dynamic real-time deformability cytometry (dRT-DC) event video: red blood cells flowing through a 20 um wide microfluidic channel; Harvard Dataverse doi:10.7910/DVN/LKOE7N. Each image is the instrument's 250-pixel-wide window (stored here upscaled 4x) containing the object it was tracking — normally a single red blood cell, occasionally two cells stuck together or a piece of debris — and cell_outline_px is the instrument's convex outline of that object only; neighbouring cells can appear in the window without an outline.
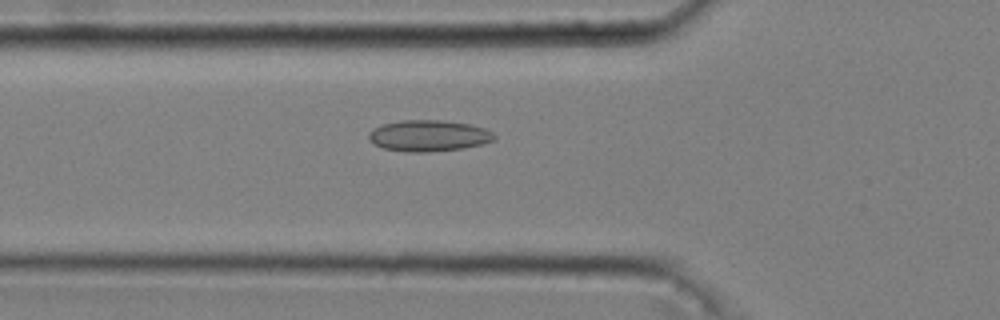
{"species": "common noctule bat (a hibernating species)", "species_latin": "Nyctalus noctula", "temperature_condition": "cold", "stored_images_in_passage": 39, "camera_frame_rate_fps": 3000, "um_per_image_px": 0.085, "animal": {"sex": "male", "body_mass_g": 20.4}, "frame": {"image": 1, "passage_image": 10, "time_ms": 3.0, "image_size_px": [1000, 320], "cell_outline_px": [[496, 140], [484, 144], [464, 148], [424, 152], [408, 152], [384, 148], [376, 144], [368, 136], [368, 132], [372, 128], [384, 124], [400, 120], [440, 120], [468, 124], [484, 128], [492, 132], [496, 136]], "centroid_in_image_um": [36.47, 11.53], "position_along_channel_um": 89.3, "area_um2": 22.77}}
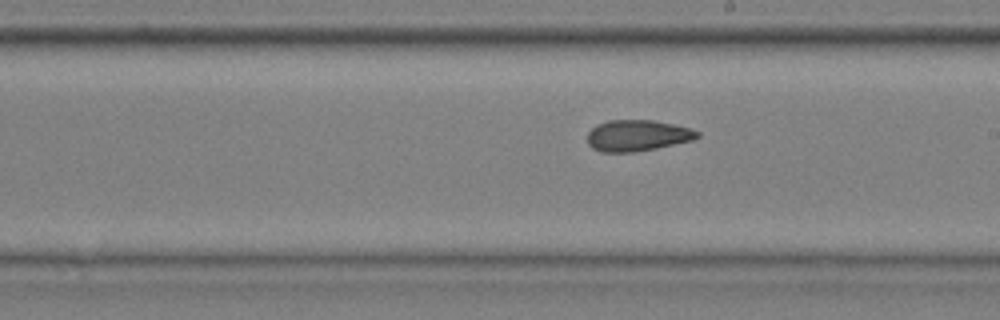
{"frame": {"image": 2, "passage_image": 22, "time_ms": 7.0, "image_size_px": [1000, 320], "cell_outline_px": [[700, 136], [692, 140], [656, 148], [632, 152], [600, 152], [592, 148], [588, 144], [588, 132], [596, 124], [608, 120], [652, 120], [672, 124], [688, 128], [700, 132]], "centroid_in_image_um": [54.14, 11.52], "position_along_channel_um": 234.9, "area_um2": 19.88}}
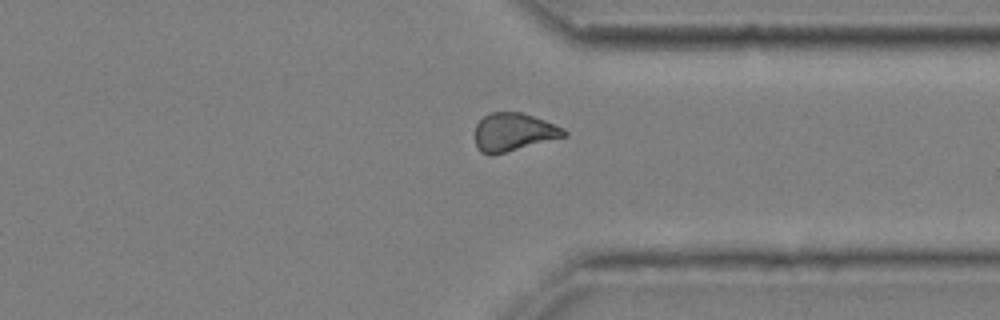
{"frame": {"image": 3, "passage_image": 33, "time_ms": 10.667, "image_size_px": [1000, 320], "cell_outline_px": [[568, 136], [504, 152], [480, 152], [476, 144], [476, 124], [488, 112], [520, 112], [544, 120], [564, 128], [568, 132]], "centroid_in_image_um": [43.69, 11.19], "position_along_channel_um": 367.7, "area_um2": 19.31}, "authors_computed_cell_mechanics": {"area_um2": 20.2878, "velocity_mm_per_s": 3.6333, "shape_relaxation_time_tau1_ms": 3.8642, "shape_relaxation_time_tau2_ms": 2.087, "deformation_change_tau1": 0.0764, "deformation_change_tau2": 0.0724}}